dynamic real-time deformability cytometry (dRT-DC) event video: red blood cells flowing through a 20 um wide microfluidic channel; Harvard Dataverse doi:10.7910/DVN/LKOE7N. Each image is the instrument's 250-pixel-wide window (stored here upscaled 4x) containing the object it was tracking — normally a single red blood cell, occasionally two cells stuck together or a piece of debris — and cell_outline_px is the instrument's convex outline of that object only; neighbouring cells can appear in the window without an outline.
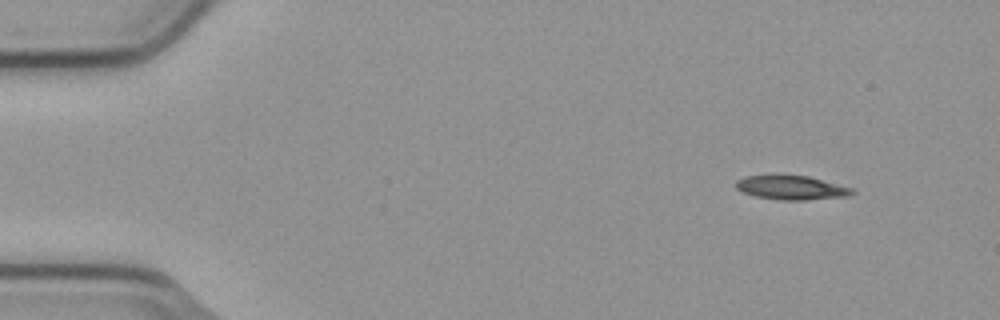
{"species": "common noctule bat (a hibernating species)", "species_latin": "Nyctalus noctula", "temperature_condition": "cold", "stored_images_in_passage": 5, "camera_frame_rate_fps": 3000, "um_per_image_px": 0.085, "animal": {"sex": "male", "body_mass_g": 23.1, "forearm_length_mm": 52.7}, "frame": {"image": 1, "passage_image": 1, "time_ms": 0.0, "image_size_px": [1000, 320], "cell_outline_px": [[856, 192], [848, 196], [804, 200], [780, 200], [756, 196], [744, 192], [736, 188], [736, 180], [744, 176], [772, 172], [808, 176], [852, 188]], "centroid_in_image_um": [67.2, 15.9], "position_along_channel_um": 17.8, "area_um2": 16.88}}
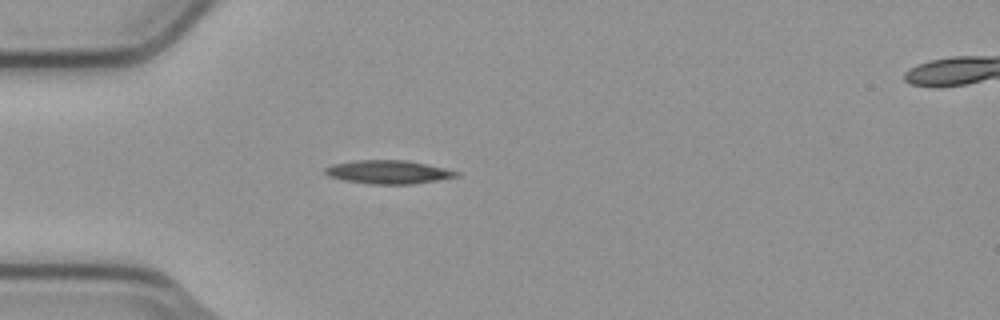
{"frame": {"image": 2, "passage_image": 4, "time_ms": 1.0, "image_size_px": [1000, 320], "cell_outline_px": [[460, 176], [412, 184], [368, 184], [344, 180], [328, 176], [324, 172], [324, 168], [332, 164], [356, 160], [404, 160], [444, 168], [460, 172]], "centroid_in_image_um": [32.97, 14.62], "position_along_channel_um": 52.0, "area_um2": 17.86}}